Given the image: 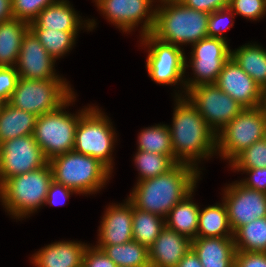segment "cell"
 I'll list each match as a JSON object with an SVG mask.
<instances>
[{
	"mask_svg": "<svg viewBox=\"0 0 266 267\" xmlns=\"http://www.w3.org/2000/svg\"><path fill=\"white\" fill-rule=\"evenodd\" d=\"M174 98L173 119L168 128L176 163H185L200 171L201 160L217 155L216 133L186 96Z\"/></svg>",
	"mask_w": 266,
	"mask_h": 267,
	"instance_id": "6da1fadb",
	"label": "cell"
},
{
	"mask_svg": "<svg viewBox=\"0 0 266 267\" xmlns=\"http://www.w3.org/2000/svg\"><path fill=\"white\" fill-rule=\"evenodd\" d=\"M200 173L191 165L177 163L164 174L136 182L128 199L135 208L166 218L176 204L196 190Z\"/></svg>",
	"mask_w": 266,
	"mask_h": 267,
	"instance_id": "7a4b0ae2",
	"label": "cell"
},
{
	"mask_svg": "<svg viewBox=\"0 0 266 267\" xmlns=\"http://www.w3.org/2000/svg\"><path fill=\"white\" fill-rule=\"evenodd\" d=\"M151 34L179 47L207 38L209 13L190 9L179 0L159 1Z\"/></svg>",
	"mask_w": 266,
	"mask_h": 267,
	"instance_id": "3957f363",
	"label": "cell"
},
{
	"mask_svg": "<svg viewBox=\"0 0 266 267\" xmlns=\"http://www.w3.org/2000/svg\"><path fill=\"white\" fill-rule=\"evenodd\" d=\"M53 173L47 162L43 167L8 178L0 186V202L5 212L16 220H24L45 205Z\"/></svg>",
	"mask_w": 266,
	"mask_h": 267,
	"instance_id": "277c9868",
	"label": "cell"
},
{
	"mask_svg": "<svg viewBox=\"0 0 266 267\" xmlns=\"http://www.w3.org/2000/svg\"><path fill=\"white\" fill-rule=\"evenodd\" d=\"M48 163L52 169L53 180L79 195L100 192L112 176V172L98 159L74 150L57 155Z\"/></svg>",
	"mask_w": 266,
	"mask_h": 267,
	"instance_id": "5b68a950",
	"label": "cell"
},
{
	"mask_svg": "<svg viewBox=\"0 0 266 267\" xmlns=\"http://www.w3.org/2000/svg\"><path fill=\"white\" fill-rule=\"evenodd\" d=\"M75 100L76 93L57 110L37 117L33 137L48 161L57 155L73 151L79 118L91 107L89 104L71 114L65 109Z\"/></svg>",
	"mask_w": 266,
	"mask_h": 267,
	"instance_id": "8992f818",
	"label": "cell"
},
{
	"mask_svg": "<svg viewBox=\"0 0 266 267\" xmlns=\"http://www.w3.org/2000/svg\"><path fill=\"white\" fill-rule=\"evenodd\" d=\"M98 107L91 106L79 118L73 150L98 159L112 172V152L117 141L116 129L111 119Z\"/></svg>",
	"mask_w": 266,
	"mask_h": 267,
	"instance_id": "52a82bcc",
	"label": "cell"
},
{
	"mask_svg": "<svg viewBox=\"0 0 266 267\" xmlns=\"http://www.w3.org/2000/svg\"><path fill=\"white\" fill-rule=\"evenodd\" d=\"M140 41V46L147 48L148 55L145 64L151 80L159 85H182L180 88L182 90L174 92V97L185 96L186 56L184 47L163 42L151 33L140 36Z\"/></svg>",
	"mask_w": 266,
	"mask_h": 267,
	"instance_id": "ba28073f",
	"label": "cell"
},
{
	"mask_svg": "<svg viewBox=\"0 0 266 267\" xmlns=\"http://www.w3.org/2000/svg\"><path fill=\"white\" fill-rule=\"evenodd\" d=\"M74 93L66 78L48 80L19 78L8 103L40 116L57 110Z\"/></svg>",
	"mask_w": 266,
	"mask_h": 267,
	"instance_id": "9c48e42d",
	"label": "cell"
},
{
	"mask_svg": "<svg viewBox=\"0 0 266 267\" xmlns=\"http://www.w3.org/2000/svg\"><path fill=\"white\" fill-rule=\"evenodd\" d=\"M266 137V118L259 107L244 108L216 134V154L228 165L246 148Z\"/></svg>",
	"mask_w": 266,
	"mask_h": 267,
	"instance_id": "30bf717a",
	"label": "cell"
},
{
	"mask_svg": "<svg viewBox=\"0 0 266 267\" xmlns=\"http://www.w3.org/2000/svg\"><path fill=\"white\" fill-rule=\"evenodd\" d=\"M191 48L190 63L186 58L185 67H190L194 76L185 78L186 93L198 85L215 84L225 62L231 57L228 41L221 38L207 37Z\"/></svg>",
	"mask_w": 266,
	"mask_h": 267,
	"instance_id": "8fae6325",
	"label": "cell"
},
{
	"mask_svg": "<svg viewBox=\"0 0 266 267\" xmlns=\"http://www.w3.org/2000/svg\"><path fill=\"white\" fill-rule=\"evenodd\" d=\"M185 96L216 134L244 109L216 84L198 85L191 88Z\"/></svg>",
	"mask_w": 266,
	"mask_h": 267,
	"instance_id": "7c38bea8",
	"label": "cell"
},
{
	"mask_svg": "<svg viewBox=\"0 0 266 267\" xmlns=\"http://www.w3.org/2000/svg\"><path fill=\"white\" fill-rule=\"evenodd\" d=\"M157 0H98L95 5L99 12L113 26L130 33L140 26V36L151 33L155 23L154 4ZM141 24V25H139Z\"/></svg>",
	"mask_w": 266,
	"mask_h": 267,
	"instance_id": "4fadbf2b",
	"label": "cell"
},
{
	"mask_svg": "<svg viewBox=\"0 0 266 267\" xmlns=\"http://www.w3.org/2000/svg\"><path fill=\"white\" fill-rule=\"evenodd\" d=\"M47 162L33 134L1 143L0 186L8 178L39 169Z\"/></svg>",
	"mask_w": 266,
	"mask_h": 267,
	"instance_id": "5bb4252c",
	"label": "cell"
},
{
	"mask_svg": "<svg viewBox=\"0 0 266 267\" xmlns=\"http://www.w3.org/2000/svg\"><path fill=\"white\" fill-rule=\"evenodd\" d=\"M223 191L222 201L233 233L255 219L266 217V193L247 188L239 181L228 184Z\"/></svg>",
	"mask_w": 266,
	"mask_h": 267,
	"instance_id": "9a60e30c",
	"label": "cell"
},
{
	"mask_svg": "<svg viewBox=\"0 0 266 267\" xmlns=\"http://www.w3.org/2000/svg\"><path fill=\"white\" fill-rule=\"evenodd\" d=\"M56 60L52 58L36 35L29 29L21 43L17 65L19 78L48 80L63 78L55 71Z\"/></svg>",
	"mask_w": 266,
	"mask_h": 267,
	"instance_id": "2e32d148",
	"label": "cell"
},
{
	"mask_svg": "<svg viewBox=\"0 0 266 267\" xmlns=\"http://www.w3.org/2000/svg\"><path fill=\"white\" fill-rule=\"evenodd\" d=\"M244 108L260 105L262 88L230 57L215 83Z\"/></svg>",
	"mask_w": 266,
	"mask_h": 267,
	"instance_id": "e0dca14e",
	"label": "cell"
},
{
	"mask_svg": "<svg viewBox=\"0 0 266 267\" xmlns=\"http://www.w3.org/2000/svg\"><path fill=\"white\" fill-rule=\"evenodd\" d=\"M124 203L109 205L100 221L97 245H120L133 240V204L127 198Z\"/></svg>",
	"mask_w": 266,
	"mask_h": 267,
	"instance_id": "ac0fdd59",
	"label": "cell"
},
{
	"mask_svg": "<svg viewBox=\"0 0 266 267\" xmlns=\"http://www.w3.org/2000/svg\"><path fill=\"white\" fill-rule=\"evenodd\" d=\"M96 24L94 19L83 20L69 0H60L44 8L38 17L29 24V29L80 31L83 27L92 31Z\"/></svg>",
	"mask_w": 266,
	"mask_h": 267,
	"instance_id": "d6986e66",
	"label": "cell"
},
{
	"mask_svg": "<svg viewBox=\"0 0 266 267\" xmlns=\"http://www.w3.org/2000/svg\"><path fill=\"white\" fill-rule=\"evenodd\" d=\"M191 249V240L166 225L149 248L150 267H175Z\"/></svg>",
	"mask_w": 266,
	"mask_h": 267,
	"instance_id": "ffe728a7",
	"label": "cell"
},
{
	"mask_svg": "<svg viewBox=\"0 0 266 267\" xmlns=\"http://www.w3.org/2000/svg\"><path fill=\"white\" fill-rule=\"evenodd\" d=\"M87 243L79 241H58L42 247L31 256L35 267H82Z\"/></svg>",
	"mask_w": 266,
	"mask_h": 267,
	"instance_id": "44dd1931",
	"label": "cell"
},
{
	"mask_svg": "<svg viewBox=\"0 0 266 267\" xmlns=\"http://www.w3.org/2000/svg\"><path fill=\"white\" fill-rule=\"evenodd\" d=\"M191 248L203 267H234V237H197Z\"/></svg>",
	"mask_w": 266,
	"mask_h": 267,
	"instance_id": "7402d4cb",
	"label": "cell"
},
{
	"mask_svg": "<svg viewBox=\"0 0 266 267\" xmlns=\"http://www.w3.org/2000/svg\"><path fill=\"white\" fill-rule=\"evenodd\" d=\"M37 117L8 102L3 103L0 107V144L16 137L33 134Z\"/></svg>",
	"mask_w": 266,
	"mask_h": 267,
	"instance_id": "603a6c76",
	"label": "cell"
},
{
	"mask_svg": "<svg viewBox=\"0 0 266 267\" xmlns=\"http://www.w3.org/2000/svg\"><path fill=\"white\" fill-rule=\"evenodd\" d=\"M29 23L13 18L0 23V67H15Z\"/></svg>",
	"mask_w": 266,
	"mask_h": 267,
	"instance_id": "cb8c5ba5",
	"label": "cell"
},
{
	"mask_svg": "<svg viewBox=\"0 0 266 267\" xmlns=\"http://www.w3.org/2000/svg\"><path fill=\"white\" fill-rule=\"evenodd\" d=\"M194 190L176 204L165 218L168 228L186 236L191 241L197 238L200 207L193 202Z\"/></svg>",
	"mask_w": 266,
	"mask_h": 267,
	"instance_id": "d4e9b609",
	"label": "cell"
},
{
	"mask_svg": "<svg viewBox=\"0 0 266 267\" xmlns=\"http://www.w3.org/2000/svg\"><path fill=\"white\" fill-rule=\"evenodd\" d=\"M231 57L262 89L266 87V49L255 43H245L231 49Z\"/></svg>",
	"mask_w": 266,
	"mask_h": 267,
	"instance_id": "484cf974",
	"label": "cell"
},
{
	"mask_svg": "<svg viewBox=\"0 0 266 267\" xmlns=\"http://www.w3.org/2000/svg\"><path fill=\"white\" fill-rule=\"evenodd\" d=\"M225 203L200 209L197 237H233Z\"/></svg>",
	"mask_w": 266,
	"mask_h": 267,
	"instance_id": "4316f807",
	"label": "cell"
},
{
	"mask_svg": "<svg viewBox=\"0 0 266 267\" xmlns=\"http://www.w3.org/2000/svg\"><path fill=\"white\" fill-rule=\"evenodd\" d=\"M118 267H150L149 249L134 240L120 245H95Z\"/></svg>",
	"mask_w": 266,
	"mask_h": 267,
	"instance_id": "83f0119b",
	"label": "cell"
},
{
	"mask_svg": "<svg viewBox=\"0 0 266 267\" xmlns=\"http://www.w3.org/2000/svg\"><path fill=\"white\" fill-rule=\"evenodd\" d=\"M165 225V218L133 206L132 232L135 242L149 249Z\"/></svg>",
	"mask_w": 266,
	"mask_h": 267,
	"instance_id": "f1b7e54d",
	"label": "cell"
},
{
	"mask_svg": "<svg viewBox=\"0 0 266 267\" xmlns=\"http://www.w3.org/2000/svg\"><path fill=\"white\" fill-rule=\"evenodd\" d=\"M137 138V150L168 155L176 162L171 145L170 130L167 124L160 123L144 127L139 132Z\"/></svg>",
	"mask_w": 266,
	"mask_h": 267,
	"instance_id": "f546056e",
	"label": "cell"
},
{
	"mask_svg": "<svg viewBox=\"0 0 266 267\" xmlns=\"http://www.w3.org/2000/svg\"><path fill=\"white\" fill-rule=\"evenodd\" d=\"M233 237L236 251L266 252V217L241 226Z\"/></svg>",
	"mask_w": 266,
	"mask_h": 267,
	"instance_id": "4dcf8cb0",
	"label": "cell"
},
{
	"mask_svg": "<svg viewBox=\"0 0 266 267\" xmlns=\"http://www.w3.org/2000/svg\"><path fill=\"white\" fill-rule=\"evenodd\" d=\"M40 43L44 46L48 54L58 60L63 58L76 44L79 31H60L48 29H30Z\"/></svg>",
	"mask_w": 266,
	"mask_h": 267,
	"instance_id": "1f68e13d",
	"label": "cell"
},
{
	"mask_svg": "<svg viewBox=\"0 0 266 267\" xmlns=\"http://www.w3.org/2000/svg\"><path fill=\"white\" fill-rule=\"evenodd\" d=\"M134 164L138 172L137 182L150 179L168 172L177 163L168 155L137 150Z\"/></svg>",
	"mask_w": 266,
	"mask_h": 267,
	"instance_id": "d6a6232c",
	"label": "cell"
},
{
	"mask_svg": "<svg viewBox=\"0 0 266 267\" xmlns=\"http://www.w3.org/2000/svg\"><path fill=\"white\" fill-rule=\"evenodd\" d=\"M231 169L266 167V137L242 151L230 164Z\"/></svg>",
	"mask_w": 266,
	"mask_h": 267,
	"instance_id": "836d02e7",
	"label": "cell"
},
{
	"mask_svg": "<svg viewBox=\"0 0 266 267\" xmlns=\"http://www.w3.org/2000/svg\"><path fill=\"white\" fill-rule=\"evenodd\" d=\"M58 1L60 0H12L13 17L30 24L44 8Z\"/></svg>",
	"mask_w": 266,
	"mask_h": 267,
	"instance_id": "e575fe53",
	"label": "cell"
},
{
	"mask_svg": "<svg viewBox=\"0 0 266 267\" xmlns=\"http://www.w3.org/2000/svg\"><path fill=\"white\" fill-rule=\"evenodd\" d=\"M235 14L226 7L209 14L207 33L208 37L221 38L226 40L223 34L225 30L233 27Z\"/></svg>",
	"mask_w": 266,
	"mask_h": 267,
	"instance_id": "d590c367",
	"label": "cell"
},
{
	"mask_svg": "<svg viewBox=\"0 0 266 267\" xmlns=\"http://www.w3.org/2000/svg\"><path fill=\"white\" fill-rule=\"evenodd\" d=\"M229 8L235 15L257 21L266 15V0H229Z\"/></svg>",
	"mask_w": 266,
	"mask_h": 267,
	"instance_id": "8d00e7d4",
	"label": "cell"
},
{
	"mask_svg": "<svg viewBox=\"0 0 266 267\" xmlns=\"http://www.w3.org/2000/svg\"><path fill=\"white\" fill-rule=\"evenodd\" d=\"M19 79L16 67H0V102L6 103Z\"/></svg>",
	"mask_w": 266,
	"mask_h": 267,
	"instance_id": "74e56055",
	"label": "cell"
},
{
	"mask_svg": "<svg viewBox=\"0 0 266 267\" xmlns=\"http://www.w3.org/2000/svg\"><path fill=\"white\" fill-rule=\"evenodd\" d=\"M82 267H118L102 249L88 245L85 249Z\"/></svg>",
	"mask_w": 266,
	"mask_h": 267,
	"instance_id": "f35d334b",
	"label": "cell"
},
{
	"mask_svg": "<svg viewBox=\"0 0 266 267\" xmlns=\"http://www.w3.org/2000/svg\"><path fill=\"white\" fill-rule=\"evenodd\" d=\"M233 171L243 172L248 177L239 182L247 188L266 193V167L254 169H232Z\"/></svg>",
	"mask_w": 266,
	"mask_h": 267,
	"instance_id": "ab89813d",
	"label": "cell"
},
{
	"mask_svg": "<svg viewBox=\"0 0 266 267\" xmlns=\"http://www.w3.org/2000/svg\"><path fill=\"white\" fill-rule=\"evenodd\" d=\"M72 194H77L74 190L65 187L62 184L55 182L54 180L51 182L47 197L45 201V205L56 206V205H64L65 201L69 199Z\"/></svg>",
	"mask_w": 266,
	"mask_h": 267,
	"instance_id": "60d3db41",
	"label": "cell"
},
{
	"mask_svg": "<svg viewBox=\"0 0 266 267\" xmlns=\"http://www.w3.org/2000/svg\"><path fill=\"white\" fill-rule=\"evenodd\" d=\"M234 267H266V252L236 251Z\"/></svg>",
	"mask_w": 266,
	"mask_h": 267,
	"instance_id": "b9f144b4",
	"label": "cell"
},
{
	"mask_svg": "<svg viewBox=\"0 0 266 267\" xmlns=\"http://www.w3.org/2000/svg\"><path fill=\"white\" fill-rule=\"evenodd\" d=\"M184 6L207 13L229 7V0H179Z\"/></svg>",
	"mask_w": 266,
	"mask_h": 267,
	"instance_id": "7bdbcfd3",
	"label": "cell"
},
{
	"mask_svg": "<svg viewBox=\"0 0 266 267\" xmlns=\"http://www.w3.org/2000/svg\"><path fill=\"white\" fill-rule=\"evenodd\" d=\"M175 267H203V266L201 265V262L197 254L191 248Z\"/></svg>",
	"mask_w": 266,
	"mask_h": 267,
	"instance_id": "ee69618b",
	"label": "cell"
},
{
	"mask_svg": "<svg viewBox=\"0 0 266 267\" xmlns=\"http://www.w3.org/2000/svg\"><path fill=\"white\" fill-rule=\"evenodd\" d=\"M13 18L12 0H0V23Z\"/></svg>",
	"mask_w": 266,
	"mask_h": 267,
	"instance_id": "f6af8a7d",
	"label": "cell"
},
{
	"mask_svg": "<svg viewBox=\"0 0 266 267\" xmlns=\"http://www.w3.org/2000/svg\"><path fill=\"white\" fill-rule=\"evenodd\" d=\"M259 108L264 113V116L266 118V87L262 89Z\"/></svg>",
	"mask_w": 266,
	"mask_h": 267,
	"instance_id": "bcb514c9",
	"label": "cell"
}]
</instances>
